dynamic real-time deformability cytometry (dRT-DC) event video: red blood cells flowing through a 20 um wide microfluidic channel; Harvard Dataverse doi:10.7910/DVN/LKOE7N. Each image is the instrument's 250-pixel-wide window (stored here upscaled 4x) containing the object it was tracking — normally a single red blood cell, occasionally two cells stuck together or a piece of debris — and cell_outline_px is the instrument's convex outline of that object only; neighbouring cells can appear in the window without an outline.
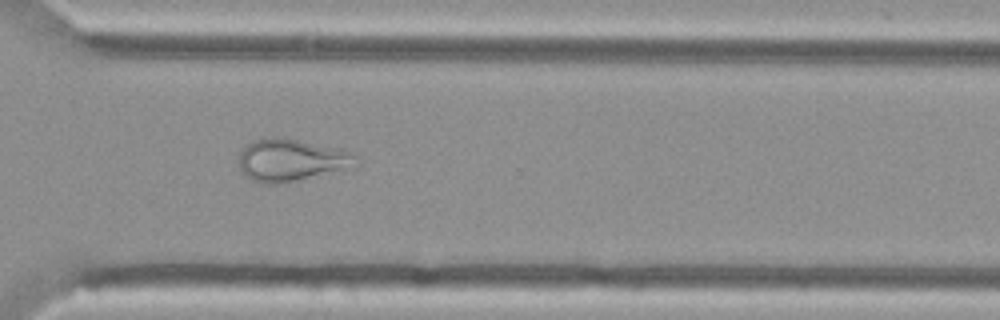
{"species": "Egyptian fruit bat (a non-hibernating species)", "species_latin": "Rousettus aegyptiacus", "temperature_condition": "cold", "stored_images_in_passage": 51, "camera_frame_rate_fps": 3000, "um_per_image_px": 0.085, "animal": {"sex": "female"}, "frame": {"image": 1, "passage_image": 36, "time_ms": 11.667, "image_size_px": [1000, 320], "cell_outline_px": [[356, 168], [284, 184], [264, 184], [252, 180], [244, 176], [240, 168], [240, 152], [252, 140], [272, 136], [280, 136], [300, 140], [336, 148], [352, 152], [356, 156]], "centroid_in_image_um": [24.78, 13.63], "position_along_channel_um": 345.8, "area_um2": 29.54}}
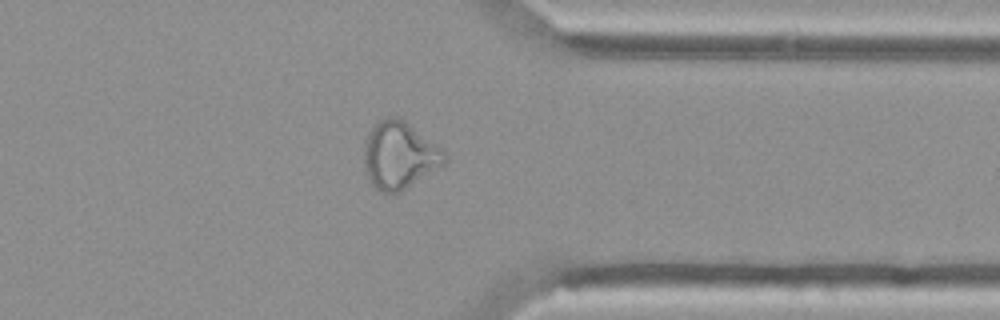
{"frame": {"image": 2, "passage_image": 39, "time_ms": 12.667, "image_size_px": [1000, 320], "cell_outline_px": [[448, 164], [400, 192], [380, 192], [368, 180], [364, 172], [364, 144], [368, 132], [380, 120], [388, 116], [400, 116], [440, 148], [448, 156]], "centroid_in_image_um": [33.96, 13.21], "position_along_channel_um": 377.4, "area_um2": 31.96}}
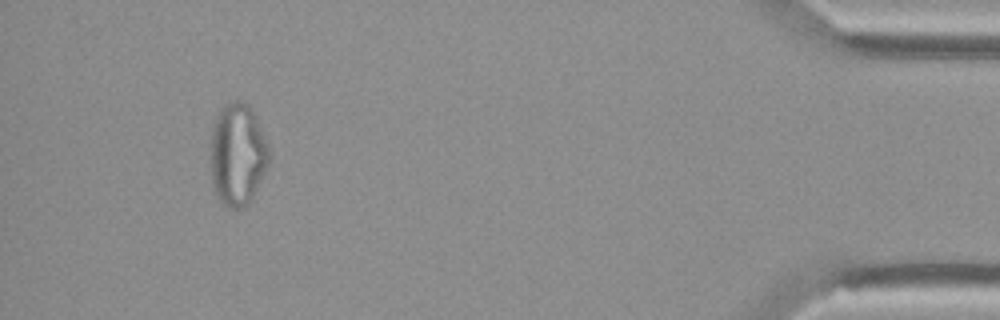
{"frame": {"image": 3, "passage_image": 47, "time_ms": 15.333, "image_size_px": [1000, 320], "cell_outline_px": [[268, 164], [248, 204], [244, 208], [228, 208], [220, 200], [212, 184], [212, 132], [216, 112], [224, 104], [232, 100], [244, 100], [252, 108], [268, 144]], "centroid_in_image_um": [20.19, 13.07], "position_along_channel_um": 415.0, "area_um2": 34.56}}